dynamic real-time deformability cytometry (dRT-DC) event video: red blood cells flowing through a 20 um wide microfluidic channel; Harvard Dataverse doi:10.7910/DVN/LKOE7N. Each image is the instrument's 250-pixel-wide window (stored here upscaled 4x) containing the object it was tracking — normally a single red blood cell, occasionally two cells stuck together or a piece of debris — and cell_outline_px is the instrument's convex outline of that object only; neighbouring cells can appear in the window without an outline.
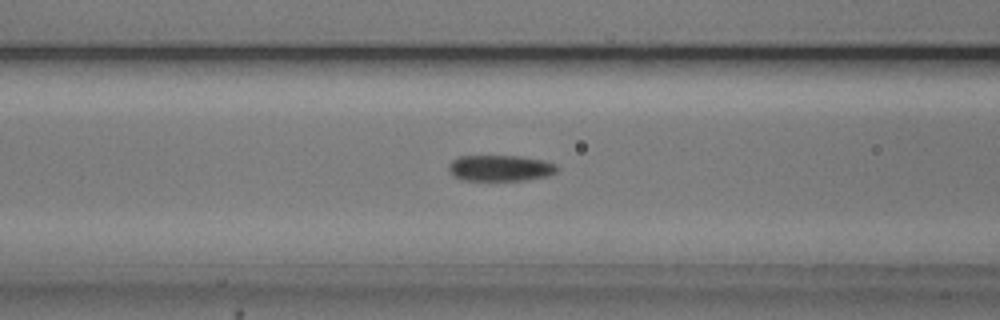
{"species": "common noctule bat (a hibernating species)", "species_latin": "Nyctalus noctula", "temperature_condition": "cold", "stored_images_in_passage": 52, "camera_frame_rate_fps": 3000, "um_per_image_px": 0.085, "animal": {"sex": "male", "body_mass_g": 20.5, "forearm_length_mm": 52.5}, "frame": {"image": 1, "passage_image": 22, "time_ms": 7.0, "image_size_px": [1000, 320], "cell_outline_px": [[560, 168], [556, 172], [548, 176], [528, 180], [460, 180], [448, 168], [448, 164], [452, 160], [460, 156], [520, 156], [544, 160], [556, 164]], "centroid_in_image_um": [42.57, 14.28], "position_along_channel_um": 124.0, "area_um2": 16.53}}
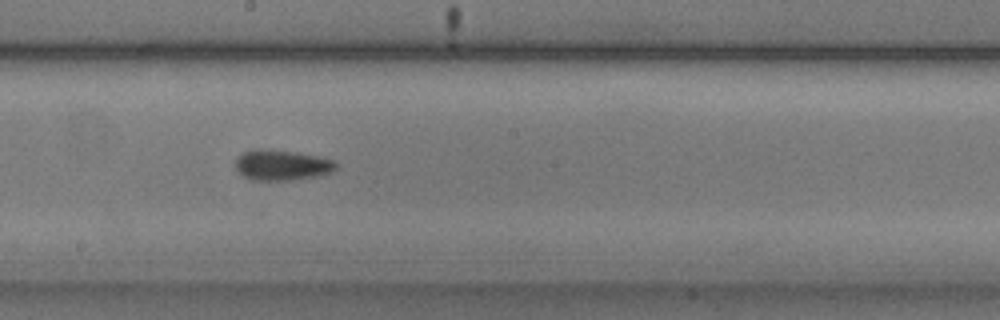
{"frame": {"image": 2, "passage_image": 30, "time_ms": 9.667, "image_size_px": [1000, 320], "cell_outline_px": [[336, 168], [332, 172], [316, 176], [292, 180], [252, 180], [244, 176], [236, 168], [236, 160], [240, 152], [256, 148], [296, 152], [316, 156], [332, 160], [336, 164]], "centroid_in_image_um": [23.92, 14.02], "position_along_channel_um": 224.3, "area_um2": 17.74}}
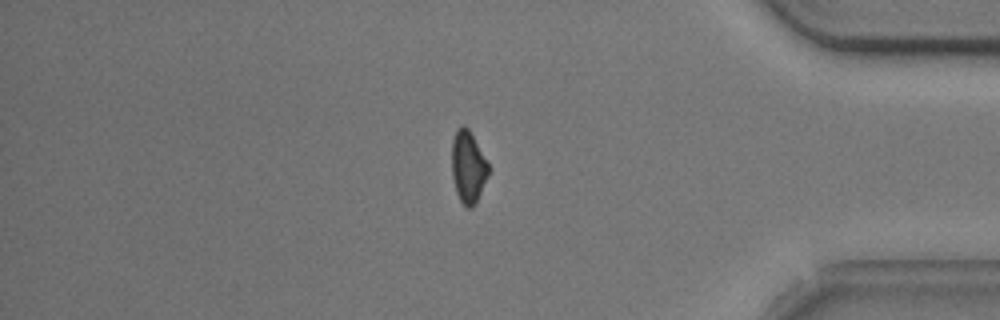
{"frame": {"image": 3, "passage_image": 46, "time_ms": 15.0, "image_size_px": [1000, 320], "cell_outline_px": [[488, 176], [476, 204], [472, 208], [464, 208], [456, 192], [452, 176], [452, 140], [456, 132], [464, 124], [468, 128], [488, 164]], "centroid_in_image_um": [39.78, 14.26], "position_along_channel_um": 395.4, "area_um2": 15.26}, "authors_computed_cell_mechanics": {"area_um2": 16.5886, "velocity_mm_per_s": 3.7458, "shape_relaxation_time_tau1_ms": 5.6822, "shape_relaxation_time_tau2_ms": 9.1418, "deformation_change_tau1": 0.1339, "deformation_change_tau2": 0.1776}}